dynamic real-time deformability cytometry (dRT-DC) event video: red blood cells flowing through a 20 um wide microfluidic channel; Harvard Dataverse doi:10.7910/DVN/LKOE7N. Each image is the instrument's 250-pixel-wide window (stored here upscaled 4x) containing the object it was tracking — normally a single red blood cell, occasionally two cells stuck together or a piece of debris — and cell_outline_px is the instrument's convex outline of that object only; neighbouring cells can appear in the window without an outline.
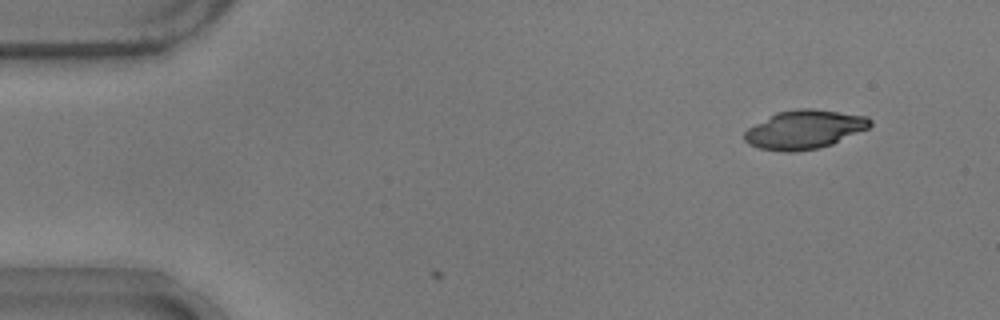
{"species": "common noctule bat (a hibernating species)", "species_latin": "Nyctalus noctula", "temperature_condition": "warm", "stored_images_in_passage": 3, "camera_frame_rate_fps": 3000, "um_per_image_px": 0.085, "animal": {"sex": "male", "body_mass_g": 17.9}, "frame": {"image": 1, "passage_image": 1, "time_ms": 0.0, "image_size_px": [1000, 320], "cell_outline_px": [[872, 124], [868, 128], [832, 144], [816, 148], [792, 152], [784, 152], [760, 148], [748, 144], [744, 140], [744, 132], [748, 128], [776, 112], [796, 108], [812, 108], [868, 116], [872, 120]], "centroid_in_image_um": [68.37, 10.99], "position_along_channel_um": 16.6, "area_um2": 28.32}}